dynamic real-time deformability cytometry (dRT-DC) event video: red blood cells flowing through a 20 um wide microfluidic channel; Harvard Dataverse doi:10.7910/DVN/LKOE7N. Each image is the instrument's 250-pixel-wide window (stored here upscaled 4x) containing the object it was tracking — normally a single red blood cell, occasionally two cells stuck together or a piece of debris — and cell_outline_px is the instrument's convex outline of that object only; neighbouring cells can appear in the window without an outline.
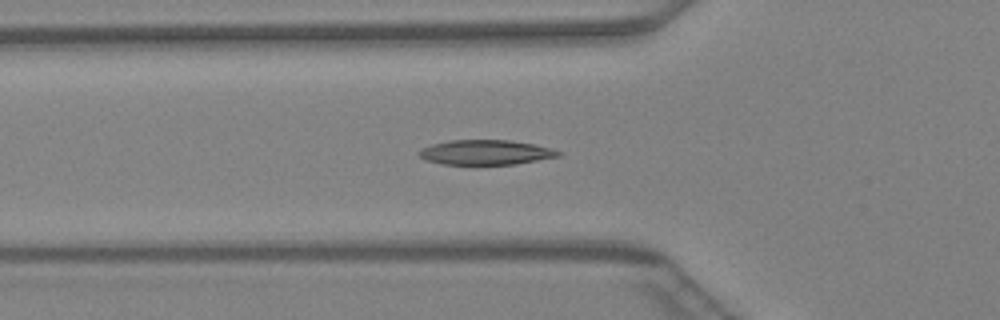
{"species": "Egyptian fruit bat (a non-hibernating species)", "species_latin": "Rousettus aegyptiacus", "temperature_condition": "warm", "stored_images_in_passage": 37, "segment_of_instrument_passage": [1, 2], "camera_frame_rate_fps": 3000, "um_per_image_px": 0.085, "animal": {"sex": "female"}, "frame": {"image": 1, "passage_image": 6, "time_ms": 1.667, "image_size_px": [1000, 320], "cell_outline_px": [[564, 152], [560, 156], [516, 164], [444, 164], [424, 160], [416, 152], [420, 148], [432, 144], [448, 140], [508, 140], [532, 144], [552, 148]], "centroid_in_image_um": [41.26, 12.95], "position_along_channel_um": 84.5, "area_um2": 20.23}}
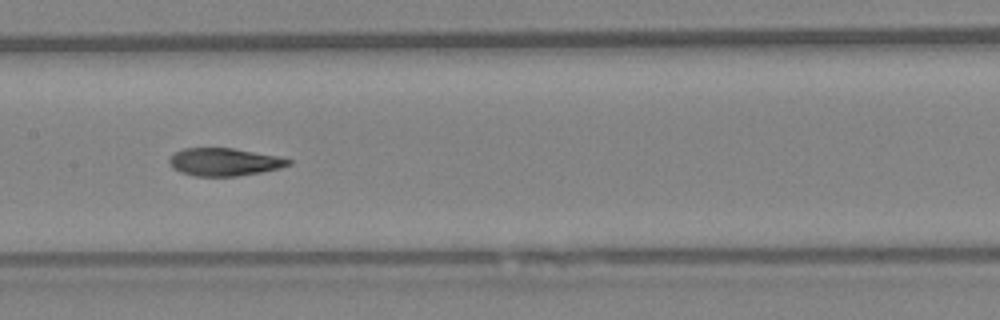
{"frame": {"image": 2, "passage_image": 13, "time_ms": 4.0, "image_size_px": [1000, 320], "cell_outline_px": [[292, 164], [280, 168], [260, 172], [236, 176], [192, 176], [180, 172], [172, 168], [168, 160], [176, 152], [184, 148], [232, 148], [276, 156], [292, 160]], "centroid_in_image_um": [19.04, 13.77], "position_along_channel_um": 188.4, "area_um2": 19.13}}
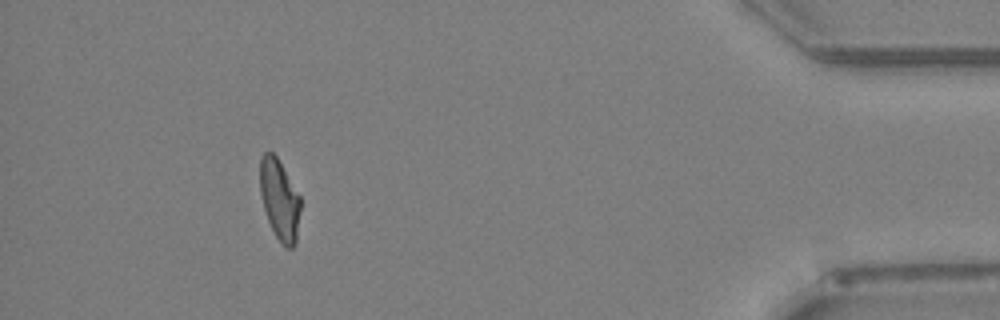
{"frame": {"image": 3, "passage_image": 32, "time_ms": 10.333, "image_size_px": [1000, 320], "cell_outline_px": [[300, 208], [296, 244], [292, 248], [284, 248], [276, 236], [268, 220], [264, 208], [260, 192], [260, 156], [264, 152], [272, 152], [276, 156], [300, 196]], "centroid_in_image_um": [23.76, 16.99], "position_along_channel_um": 411.4, "area_um2": 18.9}}